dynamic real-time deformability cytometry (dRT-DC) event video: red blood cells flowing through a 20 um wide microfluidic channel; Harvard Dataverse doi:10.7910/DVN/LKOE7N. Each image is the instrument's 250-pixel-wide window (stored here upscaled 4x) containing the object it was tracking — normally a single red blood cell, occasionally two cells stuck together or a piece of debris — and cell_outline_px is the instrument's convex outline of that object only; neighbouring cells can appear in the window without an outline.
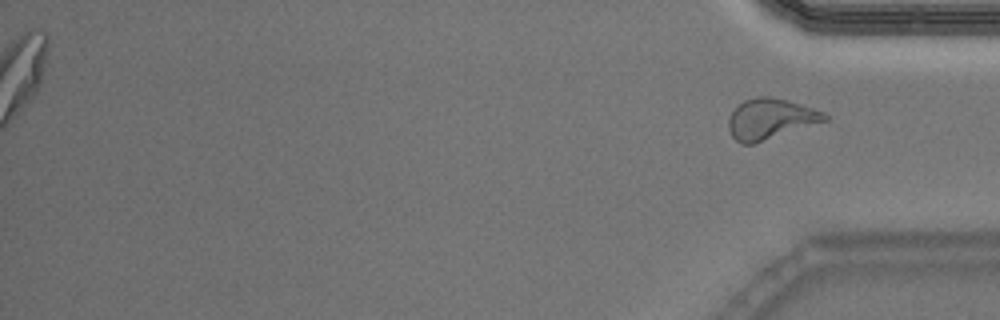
{"species": "Egyptian fruit bat (a non-hibernating species)", "species_latin": "Rousettus aegyptiacus", "temperature_condition": "warm", "stored_images_in_passage": 45, "segment_of_instrument_passage": [2, 2], "camera_frame_rate_fps": 3000, "um_per_image_px": 0.085, "animal": {"sex": "male"}, "frame": {"image": 1, "passage_image": 45, "time_ms": 14.667, "image_size_px": [1000, 320], "cell_outline_px": [[828, 120], [752, 144], [740, 144], [732, 136], [728, 128], [728, 116], [736, 104], [744, 100], [760, 96], [768, 96], [788, 100], [824, 112], [828, 116]], "centroid_in_image_um": [65.43, 10.09], "position_along_channel_um": 369.8, "area_um2": 22.72}}